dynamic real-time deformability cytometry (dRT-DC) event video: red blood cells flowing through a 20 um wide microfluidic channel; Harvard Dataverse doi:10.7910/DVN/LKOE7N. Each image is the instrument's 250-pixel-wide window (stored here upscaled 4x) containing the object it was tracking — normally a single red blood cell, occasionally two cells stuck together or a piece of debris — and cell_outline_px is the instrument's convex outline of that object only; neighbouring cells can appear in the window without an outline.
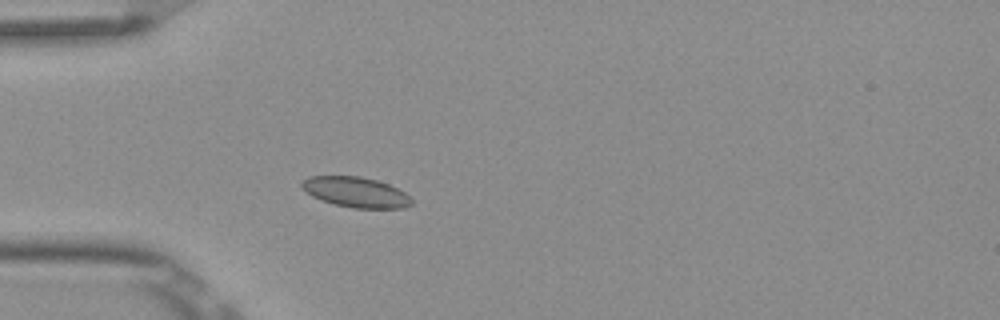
{"species": "Egyptian fruit bat (a non-hibernating species)", "species_latin": "Rousettus aegyptiacus", "temperature_condition": "room temperature", "stored_images_in_passage": 3, "camera_frame_rate_fps": 3000, "um_per_image_px": 0.085, "frame": {"image": 1, "passage_image": 3, "time_ms": 0.667, "image_size_px": [1000, 320], "cell_outline_px": [[412, 204], [404, 208], [352, 208], [320, 200], [312, 196], [300, 188], [300, 180], [308, 176], [360, 176], [376, 180], [388, 184], [404, 192], [412, 200]], "centroid_in_image_um": [30.18, 16.32], "position_along_channel_um": 54.8, "area_um2": 19.48}}